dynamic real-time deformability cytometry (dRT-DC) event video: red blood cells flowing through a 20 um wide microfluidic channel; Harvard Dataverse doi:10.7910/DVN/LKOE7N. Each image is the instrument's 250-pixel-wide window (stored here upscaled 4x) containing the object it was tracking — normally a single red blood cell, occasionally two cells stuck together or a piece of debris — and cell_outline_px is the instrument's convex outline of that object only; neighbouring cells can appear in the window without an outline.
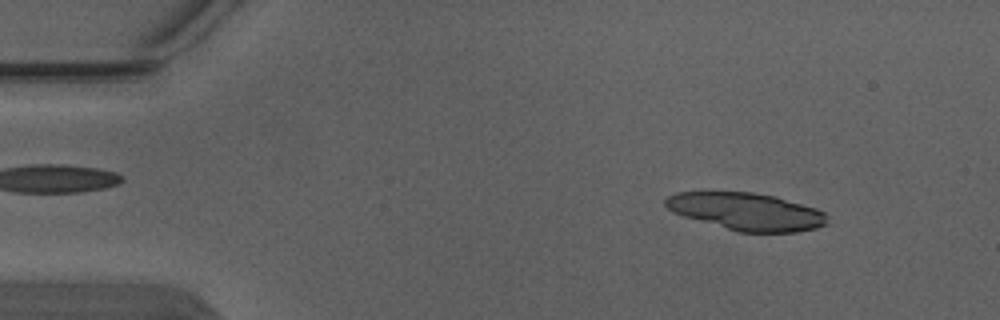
{"species": "Egyptian fruit bat (a non-hibernating species)", "species_latin": "Rousettus aegyptiacus", "temperature_condition": "warm", "stored_images_in_passage": 3, "camera_frame_rate_fps": 3000, "um_per_image_px": 0.085, "animal": {"sex": "male"}, "frame": {"image": 1, "passage_image": 1, "time_ms": 0.0, "image_size_px": [1000, 320], "cell_outline_px": [[828, 224], [816, 228], [796, 232], [740, 232], [684, 216], [672, 212], [664, 204], [664, 200], [668, 196], [676, 192], [752, 192], [776, 196], [816, 208], [824, 212]], "centroid_in_image_um": [63.46, 17.97], "position_along_channel_um": 21.5, "area_um2": 35.08}}